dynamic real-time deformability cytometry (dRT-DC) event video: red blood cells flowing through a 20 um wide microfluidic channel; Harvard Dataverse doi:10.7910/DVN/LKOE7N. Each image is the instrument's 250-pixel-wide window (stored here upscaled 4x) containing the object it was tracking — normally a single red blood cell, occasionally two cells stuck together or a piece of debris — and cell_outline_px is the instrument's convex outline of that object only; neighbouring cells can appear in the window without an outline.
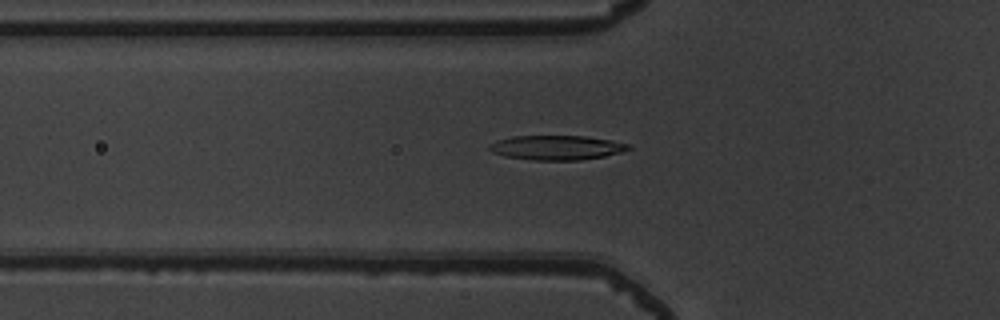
{"species": "common noctule bat (a hibernating species)", "species_latin": "Nyctalus noctula", "temperature_condition": "warm", "stored_images_in_passage": 36, "camera_frame_rate_fps": 3000, "um_per_image_px": 0.085, "animal": {"sex": "male", "body_mass_g": 19.5, "forearm_length_mm": 54.6}, "frame": {"image": 1, "passage_image": 2, "time_ms": 0.333, "image_size_px": [1000, 320], "cell_outline_px": [[632, 148], [620, 152], [604, 156], [580, 160], [532, 160], [504, 156], [492, 152], [488, 148], [496, 140], [512, 136], [584, 136], [612, 140], [628, 144]], "centroid_in_image_um": [47.3, 12.54], "position_along_channel_um": 78.5, "area_um2": 19.77}}
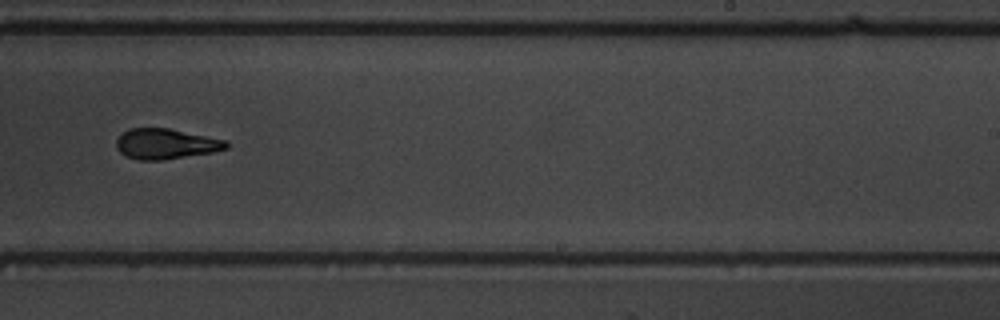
{"frame": {"image": 2, "passage_image": 17, "time_ms": 5.333, "image_size_px": [1000, 320], "cell_outline_px": [[228, 148], [212, 152], [160, 160], [140, 160], [128, 156], [120, 152], [116, 148], [116, 140], [128, 128], [168, 128], [228, 140]], "centroid_in_image_um": [14.1, 12.22], "position_along_channel_um": 274.9, "area_um2": 19.31}}
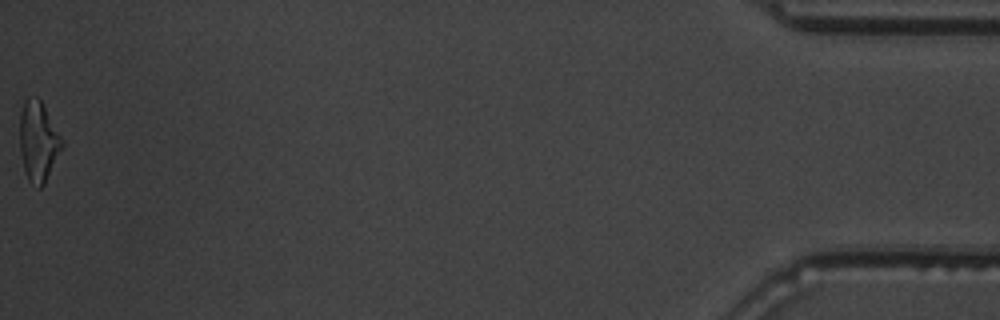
{"frame": {"image": 3, "passage_image": 36, "time_ms": 11.667, "image_size_px": [1000, 320], "cell_outline_px": [[64, 148], [44, 184], [40, 188], [36, 188], [28, 180], [24, 172], [20, 152], [20, 96], [36, 96], [40, 100], [64, 140]], "centroid_in_image_um": [3.24, 11.98], "position_along_channel_um": 432.0, "area_um2": 20.46}, "authors_computed_cell_mechanics": {"area_um2": 19.652, "velocity_mm_per_s": 3.9296, "shape_relaxation_time_tau1_ms": 3.4143, "shape_relaxation_time_tau2_ms": 2.9213, "deformation_change_tau1": 0.1544, "deformation_change_tau2": 0.1138}}